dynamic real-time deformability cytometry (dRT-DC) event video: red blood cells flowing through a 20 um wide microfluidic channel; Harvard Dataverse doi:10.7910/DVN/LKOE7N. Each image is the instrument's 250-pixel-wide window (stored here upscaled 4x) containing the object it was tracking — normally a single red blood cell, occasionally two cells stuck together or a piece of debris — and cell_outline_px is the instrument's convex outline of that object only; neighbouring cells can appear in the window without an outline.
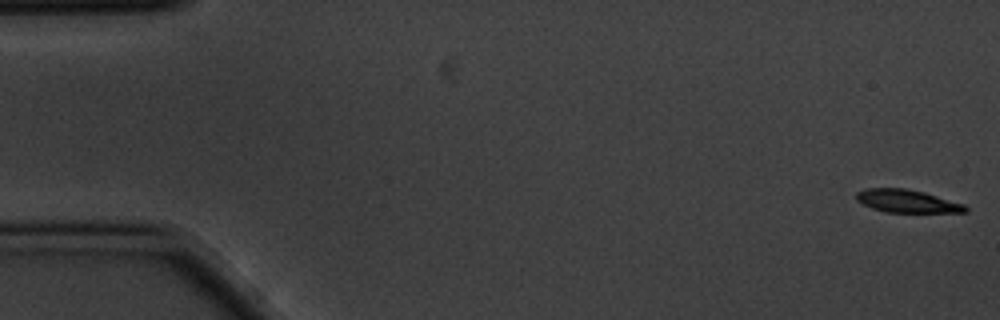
{"species": "common noctule bat (a hibernating species)", "species_latin": "Nyctalus noctula", "temperature_condition": "cold", "stored_images_in_passage": 5, "camera_frame_rate_fps": 3000, "um_per_image_px": 0.085, "animal": {"sex": "male", "body_mass_g": 20.1, "forearm_length_mm": 53.5}, "frame": {"image": 1, "passage_image": 1, "time_ms": 0.0, "image_size_px": [1000, 320], "cell_outline_px": [[968, 212], [884, 212], [872, 208], [856, 200], [856, 192], [864, 188], [904, 188], [924, 192], [964, 204], [968, 208]], "centroid_in_image_um": [77.08, 17.09], "position_along_channel_um": 7.9, "area_um2": 14.51}}
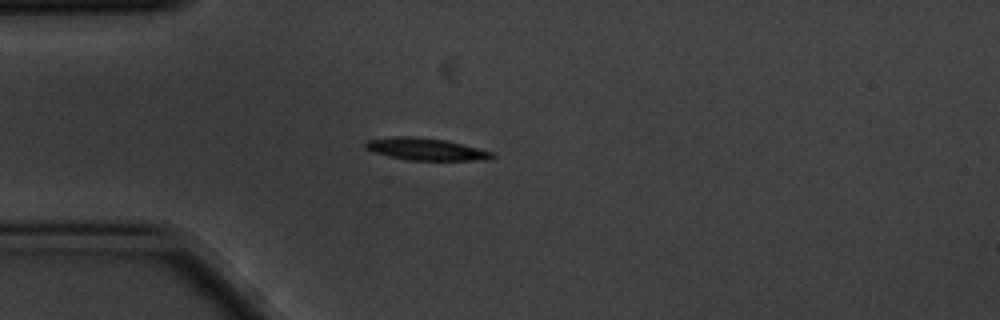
{"frame": {"image": 2, "passage_image": 5, "time_ms": 1.333, "image_size_px": [1000, 320], "cell_outline_px": [[496, 156], [492, 160], [408, 160], [388, 156], [364, 148], [364, 144], [368, 140], [392, 136], [416, 136], [444, 140], [492, 152]], "centroid_in_image_um": [36.19, 12.68], "position_along_channel_um": 48.8, "area_um2": 16.24}}